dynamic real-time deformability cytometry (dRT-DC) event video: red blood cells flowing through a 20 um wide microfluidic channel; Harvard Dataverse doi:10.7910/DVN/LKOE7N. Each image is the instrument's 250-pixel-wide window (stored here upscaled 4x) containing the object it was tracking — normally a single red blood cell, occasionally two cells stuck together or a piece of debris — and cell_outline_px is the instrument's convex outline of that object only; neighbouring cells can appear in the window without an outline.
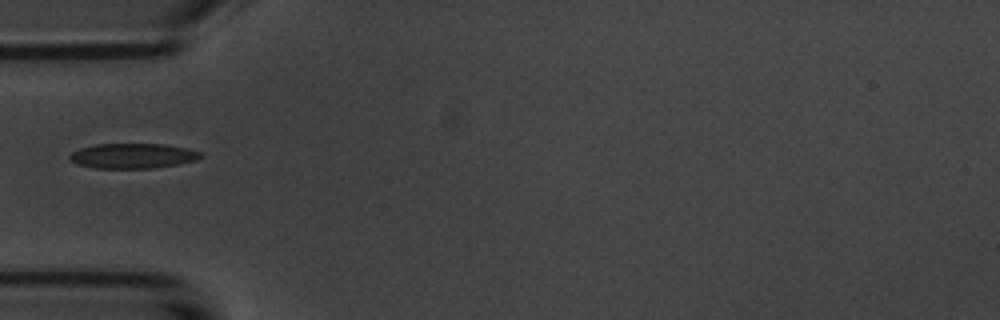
{"species": "common noctule bat (a hibernating species)", "species_latin": "Nyctalus noctula", "temperature_condition": "room temperature", "stored_images_in_passage": 2, "camera_frame_rate_fps": 3000, "um_per_image_px": 0.085, "animal": {"sex": "male", "body_mass_g": 20.1, "forearm_length_mm": 53.5}, "frame": {"image": 1, "passage_image": 1, "time_ms": 0.0, "image_size_px": [1000, 320], "cell_outline_px": [[204, 156], [196, 160], [180, 164], [152, 168], [92, 168], [76, 164], [68, 156], [72, 152], [80, 148], [96, 144], [164, 144], [188, 148], [200, 152]], "centroid_in_image_um": [11.3, 13.25], "position_along_channel_um": 73.7, "area_um2": 19.19}}